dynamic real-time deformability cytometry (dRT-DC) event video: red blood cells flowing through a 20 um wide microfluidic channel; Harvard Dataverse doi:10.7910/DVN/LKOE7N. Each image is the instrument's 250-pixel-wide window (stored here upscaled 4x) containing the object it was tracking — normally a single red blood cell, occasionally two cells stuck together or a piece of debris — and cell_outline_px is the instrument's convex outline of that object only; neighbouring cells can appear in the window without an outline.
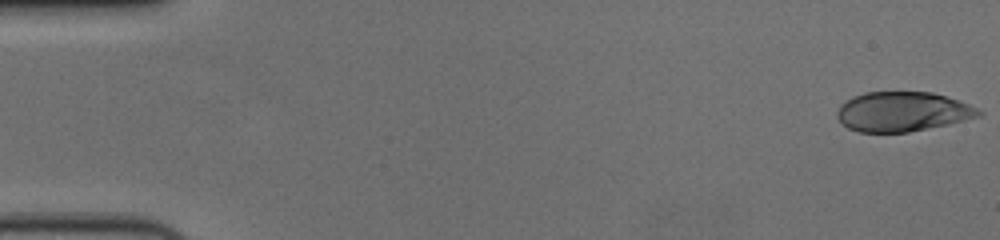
{"species": "human", "species_latin": "Homo sapiens", "temperature_condition": "cold", "stored_images_in_passage": 57, "camera_frame_rate_fps": 3000, "um_per_image_px": 0.085, "donor": {"sex": "female"}, "frame": {"image": 1, "passage_image": 1, "time_ms": 0.0, "image_size_px": [1000, 240], "cell_outline_px": [[984, 112], [980, 116], [948, 124], [908, 132], [860, 132], [848, 128], [836, 116], [836, 112], [840, 104], [852, 96], [864, 92], [932, 92], [968, 104]], "centroid_in_image_um": [76.68, 9.49], "position_along_channel_um": 8.3, "area_um2": 32.54}}
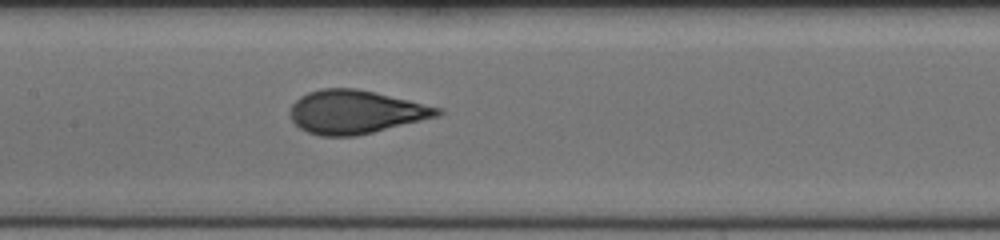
{"frame": {"image": 2, "passage_image": 28, "time_ms": 9.0, "image_size_px": [1000, 240], "cell_outline_px": [[444, 112], [440, 116], [356, 136], [320, 136], [308, 132], [300, 128], [292, 120], [288, 112], [292, 104], [300, 96], [308, 92], [320, 88], [356, 88], [444, 108]], "centroid_in_image_um": [30.23, 9.51], "position_along_channel_um": 177.2, "area_um2": 37.45}}
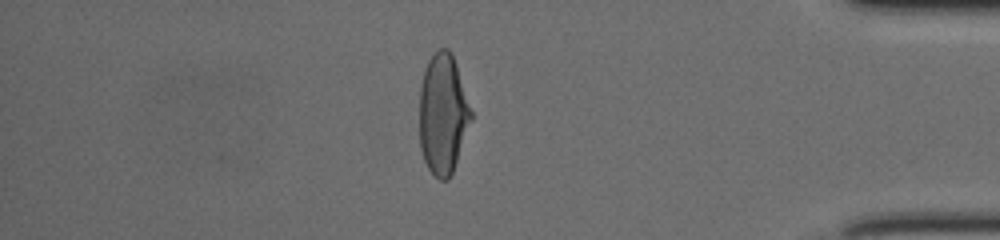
{"frame": {"image": 3, "passage_image": 49, "time_ms": 16.0, "image_size_px": [1000, 240], "cell_outline_px": [[472, 120], [452, 172], [448, 180], [440, 180], [428, 168], [424, 160], [420, 148], [420, 84], [428, 60], [440, 48], [448, 48], [452, 52], [472, 112]], "centroid_in_image_um": [37.65, 9.69], "position_along_channel_um": 397.6, "area_um2": 35.95}, "authors_computed_cell_mechanics": {"area_um2": 36.7608, "velocity_mm_per_s": 3.6445, "shape_relaxation_time_tau1_ms": 5.927, "shape_relaxation_time_tau2_ms": null, "deformation_change_tau1": 0.2149, "deformation_change_tau2": null}}